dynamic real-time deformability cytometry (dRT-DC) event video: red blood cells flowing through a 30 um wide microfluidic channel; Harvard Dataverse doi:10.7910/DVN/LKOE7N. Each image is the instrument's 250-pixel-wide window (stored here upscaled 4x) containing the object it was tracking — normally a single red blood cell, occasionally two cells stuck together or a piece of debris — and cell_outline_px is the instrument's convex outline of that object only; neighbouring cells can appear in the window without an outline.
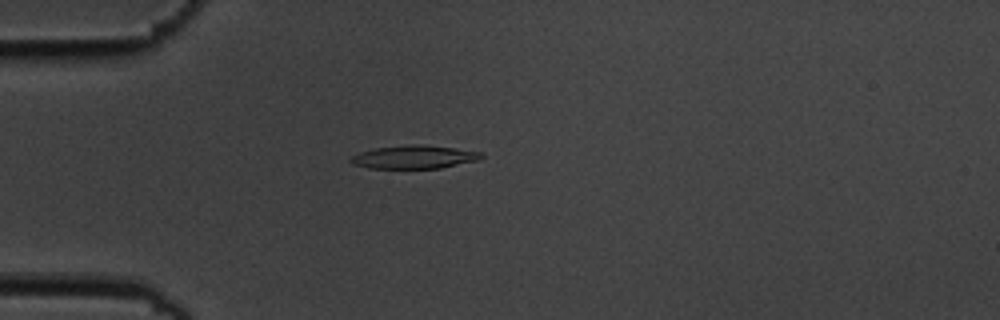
{"species": "common noctule bat (a hibernating species)", "species_latin": "Nyctalus noctula", "temperature_condition": "cold", "stored_images_in_passage": 56, "camera_frame_rate_fps": 3000, "um_per_image_px": 0.085, "animal": {"sex": "male", "body_mass_g": 19.5, "forearm_length_mm": 54.6}, "frame": {"image": 1, "passage_image": 16, "time_ms": 5.0, "image_size_px": [1000, 320], "cell_outline_px": [[484, 156], [480, 160], [440, 168], [368, 168], [352, 164], [348, 160], [352, 156], [360, 152], [376, 148], [416, 144], [456, 148], [484, 152]], "centroid_in_image_um": [35.24, 13.35], "position_along_channel_um": 49.8, "area_um2": 17.69}}
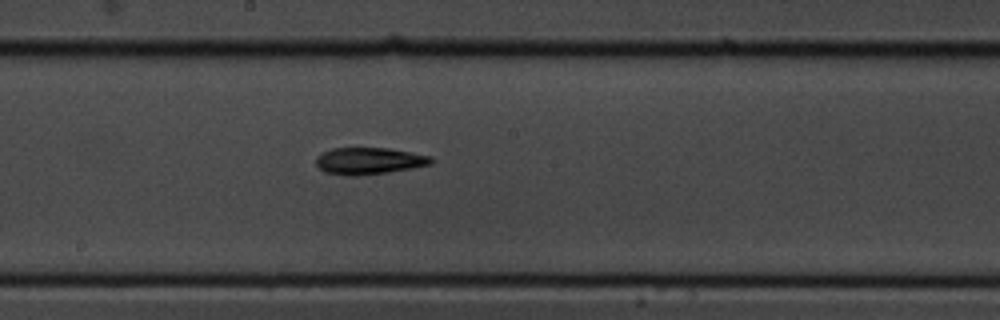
{"frame": {"image": 2, "passage_image": 31, "time_ms": 10.0, "image_size_px": [1000, 320], "cell_outline_px": [[436, 160], [432, 164], [412, 168], [388, 172], [360, 176], [344, 176], [324, 172], [316, 164], [316, 156], [332, 148], [388, 148], [432, 156]], "centroid_in_image_um": [31.39, 13.69], "position_along_channel_um": 216.8, "area_um2": 18.21}}
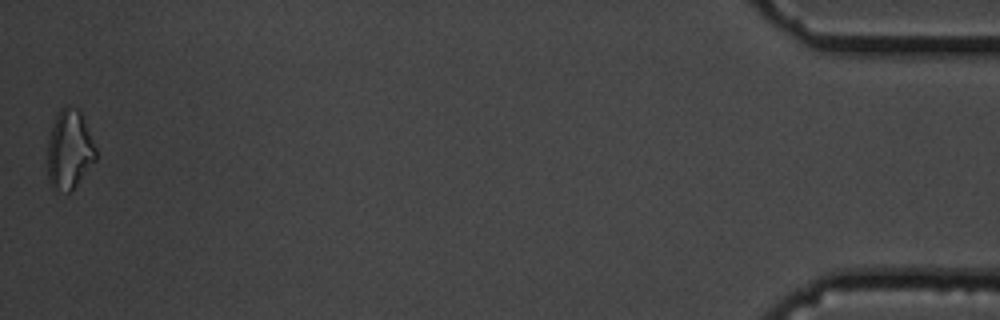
{"frame": {"image": 3, "passage_image": 56, "time_ms": 18.333, "image_size_px": [1000, 320], "cell_outline_px": [[96, 160], [72, 192], [68, 196], [52, 188], [48, 180], [48, 140], [56, 116], [60, 108], [64, 104], [68, 104], [76, 108], [80, 112], [96, 148]], "centroid_in_image_um": [5.89, 12.79], "position_along_channel_um": 429.3, "area_um2": 22.6}, "authors_computed_cell_mechanics": {"area_um2": 17.5712, "velocity_mm_per_s": 3.6168, "shape_relaxation_time_tau1_ms": 4.6161, "shape_relaxation_time_tau2_ms": 9.7626, "deformation_change_tau1": 0.1719, "deformation_change_tau2": 0.2307}}